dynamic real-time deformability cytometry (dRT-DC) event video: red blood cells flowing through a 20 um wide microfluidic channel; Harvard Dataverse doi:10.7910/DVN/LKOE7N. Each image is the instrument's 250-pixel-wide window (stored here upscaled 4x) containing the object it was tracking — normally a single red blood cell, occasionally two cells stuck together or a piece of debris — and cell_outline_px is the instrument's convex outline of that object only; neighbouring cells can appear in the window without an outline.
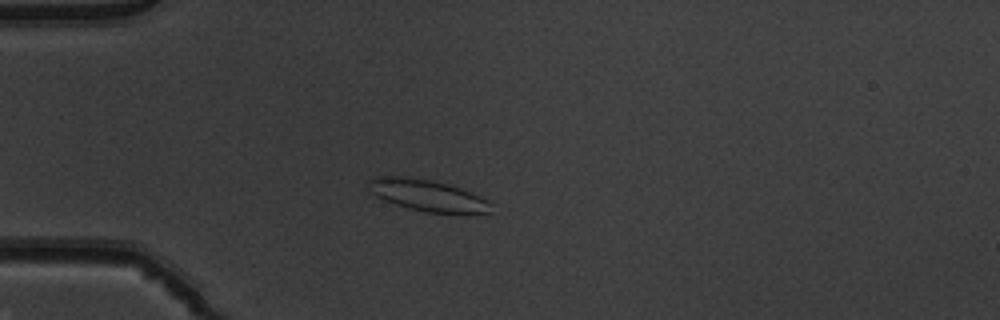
{"species": "common noctule bat (a hibernating species)", "species_latin": "Nyctalus noctula", "temperature_condition": "warm", "stored_images_in_passage": 48, "camera_frame_rate_fps": 3000, "um_per_image_px": 0.085, "animal": {"sex": "male", "body_mass_g": 19.5, "forearm_length_mm": 54.6}, "frame": {"image": 1, "passage_image": 10, "time_ms": 3.0, "image_size_px": [1000, 320], "cell_outline_px": [[492, 204], [488, 212], [424, 212], [408, 208], [384, 200], [376, 196], [372, 192], [368, 180], [372, 176], [408, 176], [432, 180], [448, 184], [460, 188], [488, 200]], "centroid_in_image_um": [36.27, 16.57], "position_along_channel_um": 48.7, "area_um2": 22.08}}
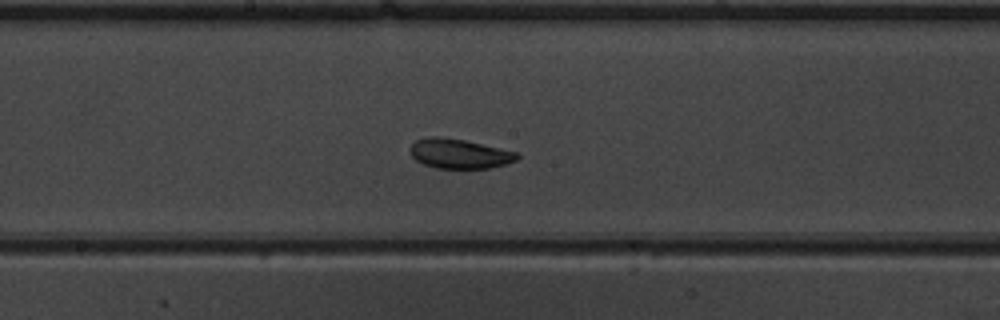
{"frame": {"image": 2, "passage_image": 24, "time_ms": 7.667, "image_size_px": [1000, 320], "cell_outline_px": [[520, 156], [516, 160], [504, 164], [488, 168], [436, 168], [424, 164], [416, 160], [412, 156], [408, 148], [416, 140], [428, 136], [440, 136], [464, 140], [516, 152]], "centroid_in_image_um": [38.99, 13.05], "position_along_channel_um": 209.2, "area_um2": 18.32}}
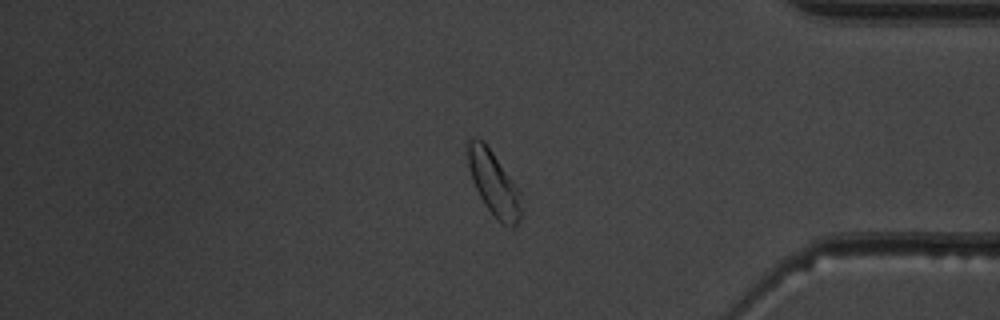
{"frame": {"image": 3, "passage_image": 40, "time_ms": 13.0, "image_size_px": [1000, 320], "cell_outline_px": [[520, 220], [516, 228], [512, 228], [496, 220], [484, 204], [472, 180], [468, 168], [468, 140], [472, 136], [476, 136], [492, 152], [520, 192]], "centroid_in_image_um": [41.96, 15.64], "position_along_channel_um": 393.2, "area_um2": 19.65}, "authors_computed_cell_mechanics": {"area_um2": 19.5364, "velocity_mm_per_s": 3.8566, "shape_relaxation_time_tau1_ms": 3.6173, "shape_relaxation_time_tau2_ms": 2.9777, "deformation_change_tau1": 0.1171, "deformation_change_tau2": 0.0921}}